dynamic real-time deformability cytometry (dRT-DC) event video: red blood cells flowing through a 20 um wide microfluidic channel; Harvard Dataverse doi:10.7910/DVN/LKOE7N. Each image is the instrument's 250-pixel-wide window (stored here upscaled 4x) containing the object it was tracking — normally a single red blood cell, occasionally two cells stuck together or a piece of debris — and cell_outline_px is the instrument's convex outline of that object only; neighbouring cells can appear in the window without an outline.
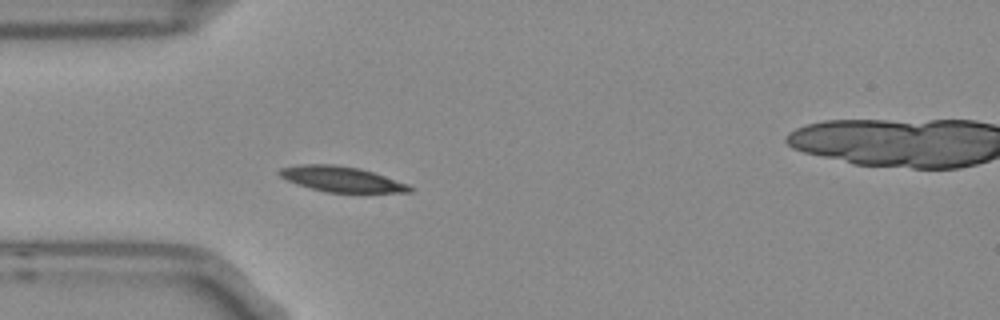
{"species": "Egyptian fruit bat (a non-hibernating species)", "species_latin": "Rousettus aegyptiacus", "temperature_condition": "room temperature", "stored_images_in_passage": 4, "camera_frame_rate_fps": 3000, "um_per_image_px": 0.085, "frame": {"image": 1, "passage_image": 3, "time_ms": 0.667, "image_size_px": [1000, 320], "cell_outline_px": [[416, 188], [412, 192], [360, 196], [324, 192], [296, 184], [280, 176], [276, 172], [280, 168], [300, 164], [336, 164], [360, 168], [408, 184]], "centroid_in_image_um": [29.13, 15.29], "position_along_channel_um": 55.9, "area_um2": 20.58}}